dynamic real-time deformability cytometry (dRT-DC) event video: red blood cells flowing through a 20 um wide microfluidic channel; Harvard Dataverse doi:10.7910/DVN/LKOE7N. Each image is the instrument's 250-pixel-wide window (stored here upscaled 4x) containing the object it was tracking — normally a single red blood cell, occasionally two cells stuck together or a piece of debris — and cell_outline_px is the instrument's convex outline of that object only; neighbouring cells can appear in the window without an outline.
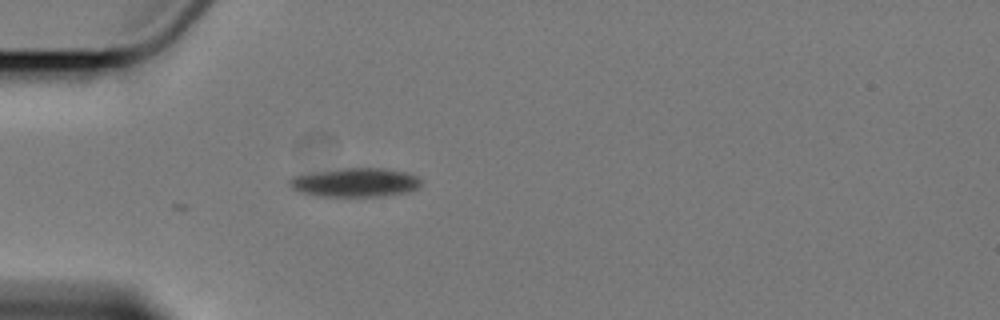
{"species": "Egyptian fruit bat (a non-hibernating species)", "species_latin": "Rousettus aegyptiacus", "temperature_condition": "cold", "stored_images_in_passage": 2, "camera_frame_rate_fps": 3000, "um_per_image_px": 0.085, "animal": {"sex": "female"}, "frame": {"image": 1, "passage_image": 2, "time_ms": 1.0, "image_size_px": [1000, 320], "cell_outline_px": [[420, 184], [416, 188], [404, 192], [380, 196], [320, 196], [300, 192], [292, 188], [288, 180], [296, 176], [312, 172], [340, 168], [384, 168], [404, 172], [416, 176], [420, 180]], "centroid_in_image_um": [30.16, 15.5], "position_along_channel_um": 54.8, "area_um2": 21.79}}